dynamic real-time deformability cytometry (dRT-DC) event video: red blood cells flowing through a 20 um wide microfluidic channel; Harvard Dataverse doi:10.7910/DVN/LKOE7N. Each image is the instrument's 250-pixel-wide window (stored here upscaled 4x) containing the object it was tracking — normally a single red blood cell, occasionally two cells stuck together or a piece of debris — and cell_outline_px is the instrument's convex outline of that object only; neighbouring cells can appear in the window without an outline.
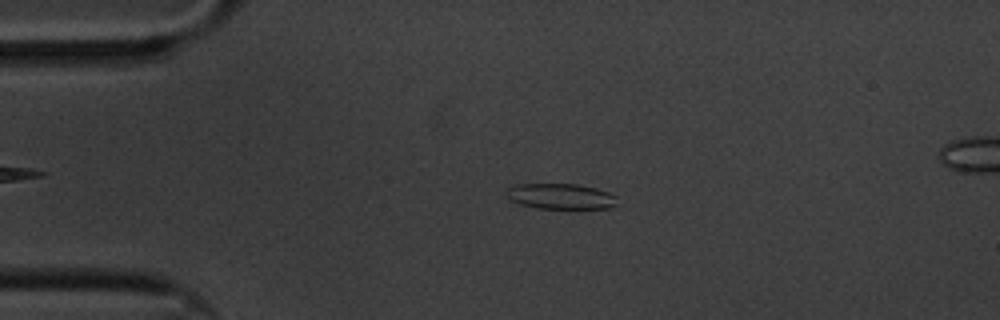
{"species": "common noctule bat (a hibernating species)", "species_latin": "Nyctalus noctula", "temperature_condition": "cold", "stored_images_in_passage": 60, "segment_of_instrument_passage": [1, 2], "camera_frame_rate_fps": 3000, "um_per_image_px": 0.085, "animal": {"sex": "male", "body_mass_g": 20.1, "forearm_length_mm": 53.5}, "frame": {"image": 1, "passage_image": 12, "time_ms": 3.667, "image_size_px": [1000, 320], "cell_outline_px": [[616, 204], [608, 208], [536, 208], [520, 204], [512, 200], [508, 196], [508, 188], [512, 184], [576, 184], [596, 188], [608, 192], [616, 196]], "centroid_in_image_um": [47.66, 16.68], "position_along_channel_um": 37.3, "area_um2": 16.3}}
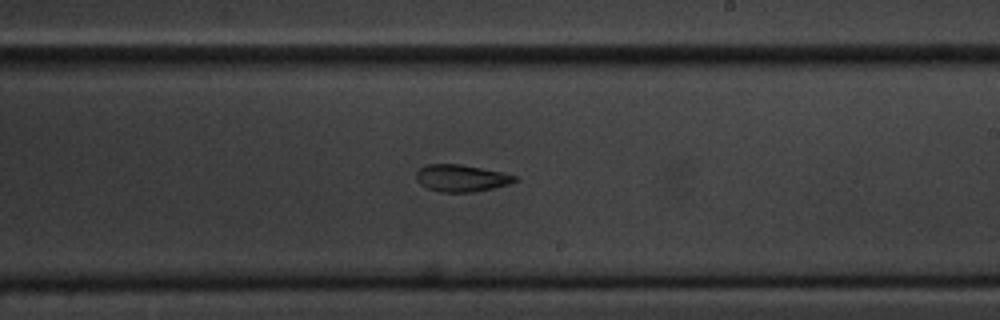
{"frame": {"image": 2, "passage_image": 34, "time_ms": 11.0, "image_size_px": [1000, 320], "cell_outline_px": [[516, 180], [508, 184], [492, 188], [472, 192], [440, 192], [428, 188], [420, 184], [416, 180], [416, 172], [424, 164], [460, 164], [500, 172], [516, 176]], "centroid_in_image_um": [39.14, 15.14], "position_along_channel_um": 249.9, "area_um2": 15.32}}
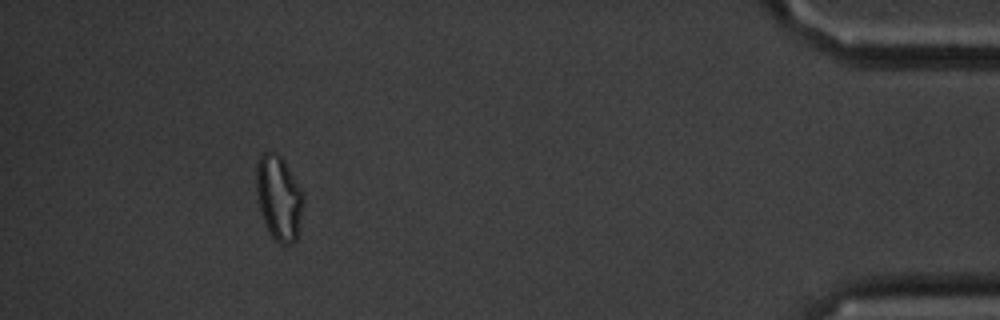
{"frame": {"image": 3, "passage_image": 54, "time_ms": 17.667, "image_size_px": [1000, 320], "cell_outline_px": [[304, 204], [296, 240], [288, 248], [280, 244], [272, 236], [264, 220], [260, 208], [256, 192], [256, 164], [260, 156], [264, 152], [276, 152], [284, 160], [300, 188], [304, 196]], "centroid_in_image_um": [23.71, 16.83], "position_along_channel_um": 411.5, "area_um2": 23.24}}